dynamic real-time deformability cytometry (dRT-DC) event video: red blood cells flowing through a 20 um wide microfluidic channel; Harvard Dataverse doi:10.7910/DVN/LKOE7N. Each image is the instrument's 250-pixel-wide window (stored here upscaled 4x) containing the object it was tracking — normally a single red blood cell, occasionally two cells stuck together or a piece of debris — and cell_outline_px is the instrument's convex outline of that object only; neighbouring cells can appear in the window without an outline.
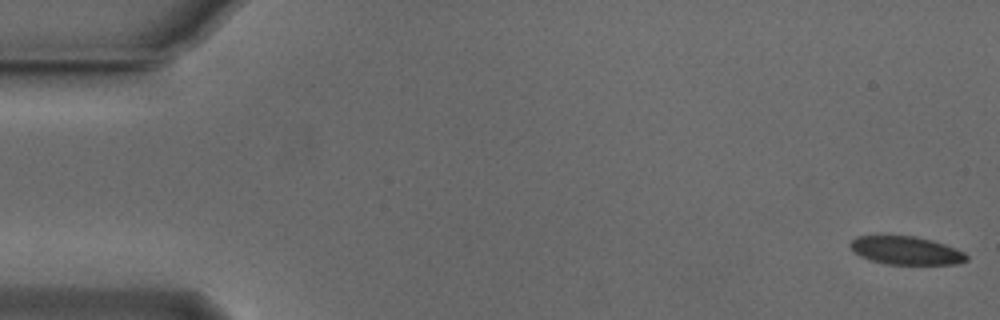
{"species": "Egyptian fruit bat (a non-hibernating species)", "species_latin": "Rousettus aegyptiacus", "temperature_condition": "cold", "stored_images_in_passage": 28, "camera_frame_rate_fps": 3000, "um_per_image_px": 0.085, "animal": {"sex": "male"}, "frame": {"image": 1, "passage_image": 1, "time_ms": 0.0, "image_size_px": [1000, 320], "cell_outline_px": [[968, 260], [956, 264], [884, 264], [868, 260], [860, 256], [848, 244], [856, 236], [912, 236], [932, 240], [944, 244], [964, 252], [968, 256]], "centroid_in_image_um": [77.0, 21.3], "position_along_channel_um": 8.0, "area_um2": 19.02}}
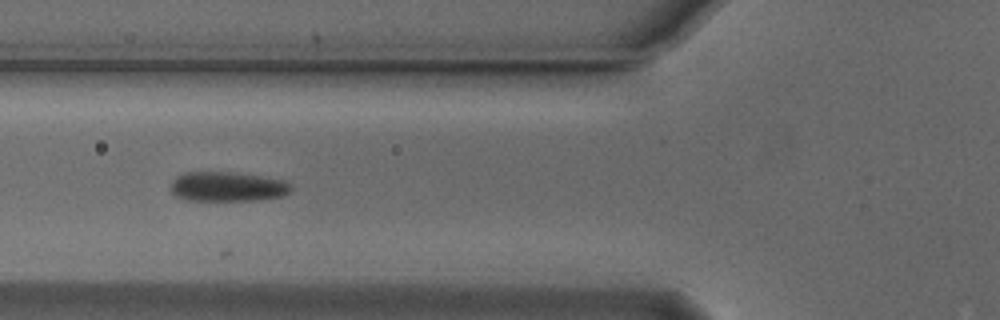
{"frame": {"image": 2, "passage_image": 20, "time_ms": 6.333, "image_size_px": [1000, 320], "cell_outline_px": [[292, 188], [288, 192], [280, 196], [260, 200], [188, 200], [176, 196], [172, 192], [168, 184], [176, 176], [184, 172], [232, 172], [260, 176], [284, 180]], "centroid_in_image_um": [19.26, 15.85], "position_along_channel_um": 106.5, "area_um2": 20.75}}
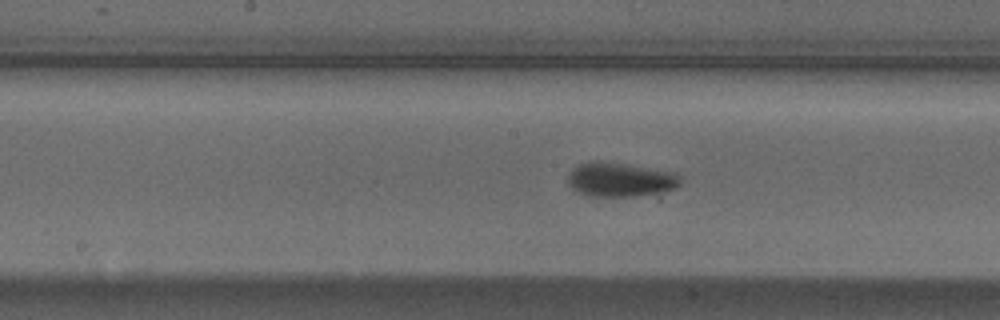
{"frame": {"image": 3, "passage_image": 27, "time_ms": 8.667, "image_size_px": [1000, 320], "cell_outline_px": [[680, 184], [676, 188], [632, 196], [588, 196], [572, 188], [568, 184], [568, 172], [572, 168], [580, 164], [592, 160], [600, 160], [676, 172], [680, 176]], "centroid_in_image_um": [52.67, 15.24], "position_along_channel_um": 195.5, "area_um2": 22.31}}